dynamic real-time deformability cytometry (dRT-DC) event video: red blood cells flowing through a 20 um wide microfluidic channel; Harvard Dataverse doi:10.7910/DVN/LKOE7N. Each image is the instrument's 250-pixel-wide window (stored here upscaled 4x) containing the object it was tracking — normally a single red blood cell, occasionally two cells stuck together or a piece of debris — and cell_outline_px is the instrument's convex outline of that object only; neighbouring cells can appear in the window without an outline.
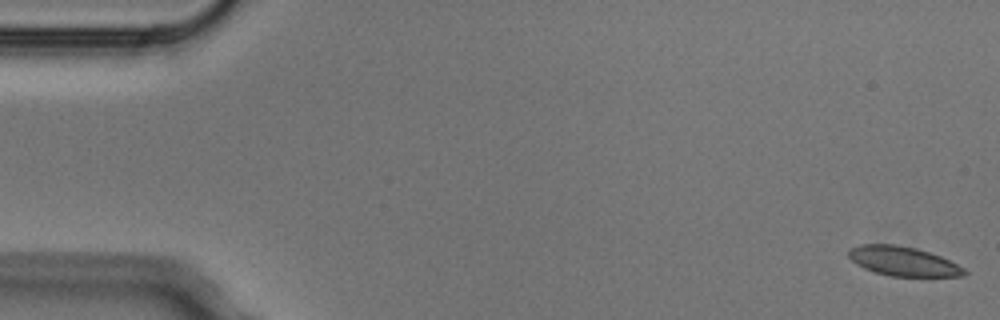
{"species": "Egyptian fruit bat (a non-hibernating species)", "species_latin": "Rousettus aegyptiacus", "temperature_condition": "cold", "stored_images_in_passage": 4, "camera_frame_rate_fps": 3000, "um_per_image_px": 0.085, "animal": {"sex": "male"}, "frame": {"image": 1, "passage_image": 1, "time_ms": 0.0, "image_size_px": [1000, 320], "cell_outline_px": [[968, 272], [964, 276], [888, 276], [864, 268], [856, 264], [848, 256], [848, 248], [860, 244], [896, 244], [916, 248], [940, 256], [964, 268]], "centroid_in_image_um": [76.73, 22.2], "position_along_channel_um": 8.3, "area_um2": 19.77}}
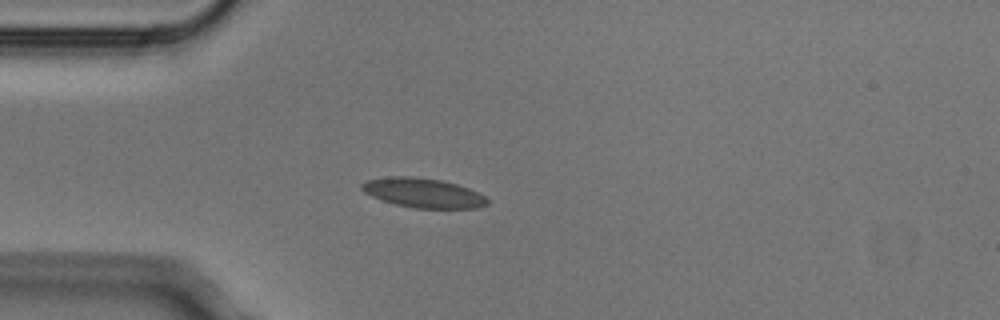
{"frame": {"image": 2, "passage_image": 4, "time_ms": 1.0, "image_size_px": [1000, 320], "cell_outline_px": [[488, 204], [476, 208], [412, 208], [396, 204], [372, 196], [364, 192], [360, 188], [360, 184], [368, 180], [388, 176], [412, 176], [440, 180], [456, 184], [468, 188], [484, 196], [488, 200]], "centroid_in_image_um": [35.94, 16.39], "position_along_channel_um": 49.1, "area_um2": 21.39}}